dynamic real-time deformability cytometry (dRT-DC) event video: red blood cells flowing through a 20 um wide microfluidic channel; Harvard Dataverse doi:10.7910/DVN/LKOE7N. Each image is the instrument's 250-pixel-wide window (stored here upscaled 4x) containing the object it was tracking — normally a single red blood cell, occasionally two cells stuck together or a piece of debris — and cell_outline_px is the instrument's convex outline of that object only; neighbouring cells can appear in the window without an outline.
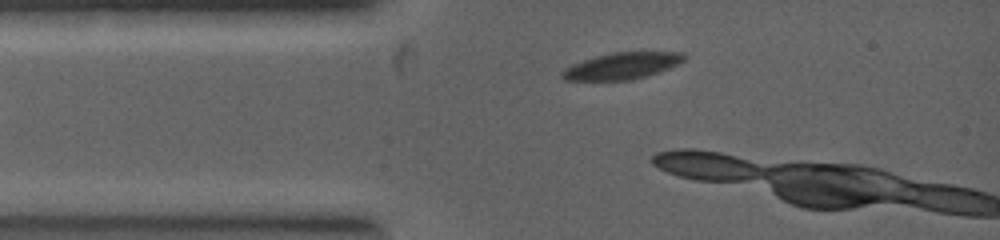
{"species": "common noctule bat (a hibernating species)", "species_latin": "Nyctalus noctula", "temperature_condition": "warm", "stored_images_in_passage": 7, "camera_frame_rate_fps": 5000, "um_per_image_px": 0.085, "animal": {"sex": "female", "body_mass_g": 19.0, "forearm_length_mm": 53.3}, "frame": {"image": 1, "passage_image": 1, "time_ms": 0.0, "image_size_px": [1000, 240], "cell_outline_px": [[684, 60], [668, 68], [632, 80], [564, 80], [564, 72], [568, 68], [584, 60], [596, 56], [616, 52], [680, 52], [684, 56]], "centroid_in_image_um": [52.91, 5.6], "position_along_channel_um": 32.1, "area_um2": 18.09}}